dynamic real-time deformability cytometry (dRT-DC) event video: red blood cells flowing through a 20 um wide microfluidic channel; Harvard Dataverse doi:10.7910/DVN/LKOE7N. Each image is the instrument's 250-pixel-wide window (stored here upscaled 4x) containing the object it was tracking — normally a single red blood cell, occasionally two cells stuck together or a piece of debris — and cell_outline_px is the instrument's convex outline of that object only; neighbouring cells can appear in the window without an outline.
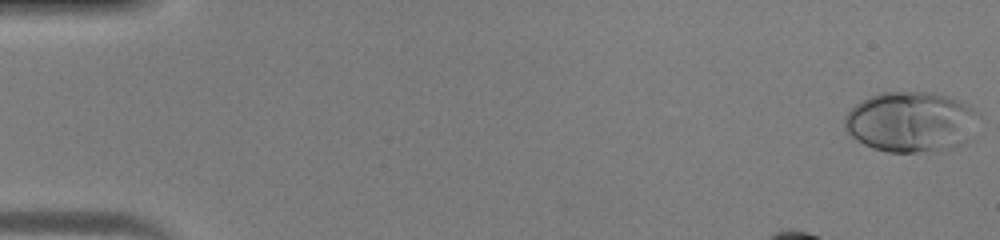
{"species": "human", "species_latin": "Homo sapiens", "temperature_condition": "warm", "stored_images_in_passage": 37, "camera_frame_rate_fps": 3000, "um_per_image_px": 0.085, "donor": {"sex": "male"}, "frame": {"image": 1, "passage_image": 1, "time_ms": 0.0, "image_size_px": [1000, 240], "cell_outline_px": [[980, 116], [968, 140], [956, 148], [936, 152], [888, 152], [872, 148], [856, 140], [844, 128], [844, 116], [856, 104], [880, 92], [932, 92], [948, 96], [960, 100], [968, 104], [980, 112]], "centroid_in_image_um": [77.48, 10.37], "position_along_channel_um": 7.5, "area_um2": 47.86}}